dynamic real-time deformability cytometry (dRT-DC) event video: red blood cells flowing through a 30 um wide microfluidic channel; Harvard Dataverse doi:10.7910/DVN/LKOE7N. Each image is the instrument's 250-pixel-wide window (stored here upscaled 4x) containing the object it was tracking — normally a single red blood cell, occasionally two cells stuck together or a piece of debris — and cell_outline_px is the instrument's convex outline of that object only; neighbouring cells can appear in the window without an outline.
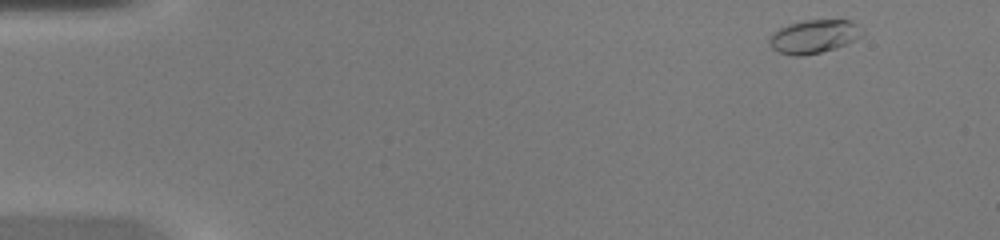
{"species": "common noctule bat (a hibernating species)", "species_latin": "Nyctalus noctula", "temperature_condition": "warm", "stored_images_in_passage": 9, "camera_frame_rate_fps": 3000, "um_per_image_px": 0.085, "animal": {"sex": "female", "body_mass_g": 20.0, "forearm_length_mm": 54.0}, "frame": {"image": 1, "passage_image": 2, "time_ms": 0.333, "image_size_px": [1000, 240], "cell_outline_px": [[864, 32], [856, 40], [836, 48], [820, 52], [800, 56], [796, 56], [780, 52], [772, 48], [768, 40], [772, 32], [788, 24], [804, 20], [852, 20]], "centroid_in_image_um": [69.18, 3.09], "position_along_channel_um": 15.8, "area_um2": 18.03}}